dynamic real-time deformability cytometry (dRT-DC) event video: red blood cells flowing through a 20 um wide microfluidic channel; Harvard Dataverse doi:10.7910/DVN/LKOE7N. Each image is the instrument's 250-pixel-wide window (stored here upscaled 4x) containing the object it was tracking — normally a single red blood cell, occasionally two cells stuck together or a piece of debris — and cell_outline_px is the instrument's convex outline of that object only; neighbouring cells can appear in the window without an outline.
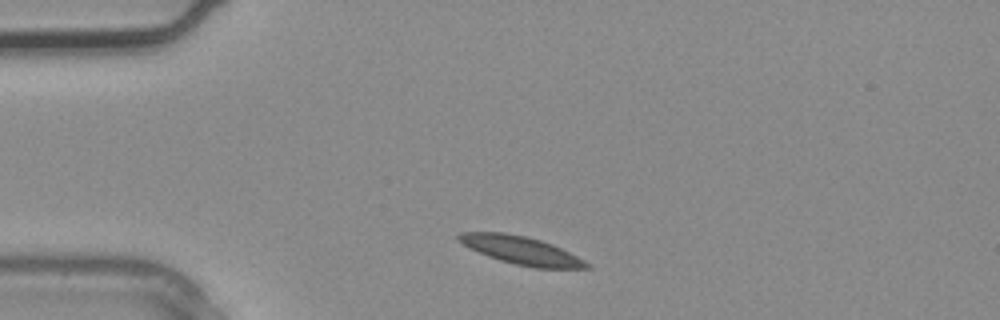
{"species": "common noctule bat (a hibernating species)", "species_latin": "Nyctalus noctula", "temperature_condition": "warm", "stored_images_in_passage": 2, "camera_frame_rate_fps": 3000, "um_per_image_px": 0.085, "animal": {"sex": "male", "body_mass_g": 20.4}, "frame": {"image": 1, "passage_image": 1, "time_ms": 0.0, "image_size_px": [1000, 320], "cell_outline_px": [[592, 268], [536, 268], [516, 264], [500, 260], [488, 256], [456, 240], [456, 236], [460, 232], [504, 232], [524, 236], [540, 240], [552, 244], [592, 264]], "centroid_in_image_um": [44.31, 21.28], "position_along_channel_um": 40.7, "area_um2": 20.63}}